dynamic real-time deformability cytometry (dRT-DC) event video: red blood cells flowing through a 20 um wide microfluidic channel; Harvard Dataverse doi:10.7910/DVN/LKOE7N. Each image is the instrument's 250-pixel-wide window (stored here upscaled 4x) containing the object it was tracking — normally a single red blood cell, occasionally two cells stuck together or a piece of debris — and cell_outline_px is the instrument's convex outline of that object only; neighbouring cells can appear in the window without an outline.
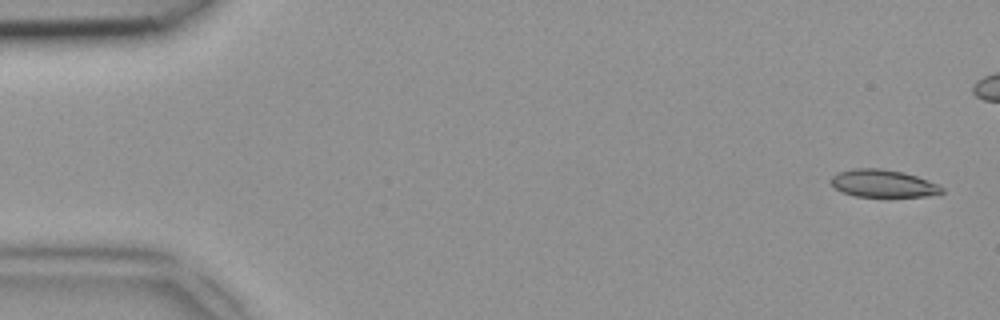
{"species": "common noctule bat (a hibernating species)", "species_latin": "Nyctalus noctula", "temperature_condition": "room temperature", "stored_images_in_passage": 47, "camera_frame_rate_fps": 3000, "um_per_image_px": 0.085, "animal": {"sex": "female", "body_mass_g": 18.4}, "frame": {"image": 1, "passage_image": 1, "time_ms": 0.0, "image_size_px": [1000, 320], "cell_outline_px": [[944, 192], [924, 196], [856, 196], [844, 192], [836, 188], [828, 180], [836, 172], [852, 168], [880, 168], [904, 172], [928, 180], [944, 188]], "centroid_in_image_um": [75.02, 15.57], "position_along_channel_um": 10.0, "area_um2": 17.69}}
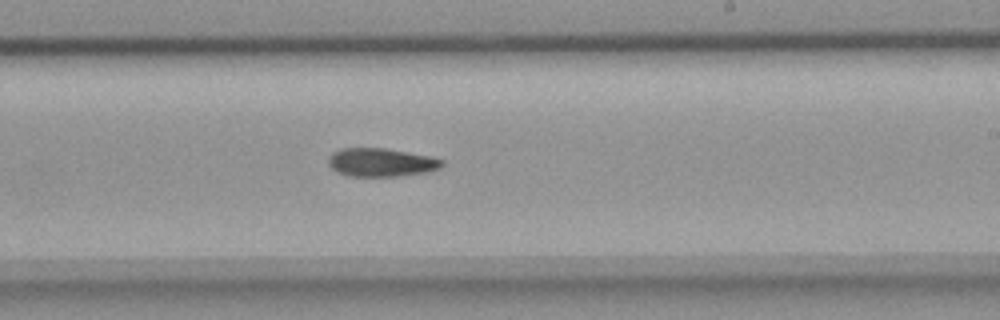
{"frame": {"image": 2, "passage_image": 27, "time_ms": 8.667, "image_size_px": [1000, 320], "cell_outline_px": [[444, 164], [440, 168], [428, 172], [400, 176], [348, 176], [336, 172], [328, 164], [328, 156], [332, 152], [340, 148], [384, 148], [428, 156], [444, 160]], "centroid_in_image_um": [32.36, 13.81], "position_along_channel_um": 256.6, "area_um2": 18.9}}
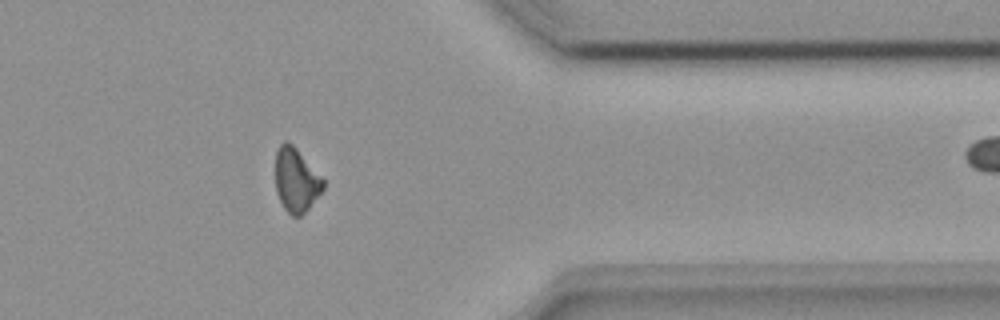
{"frame": {"image": 3, "passage_image": 37, "time_ms": 12.0, "image_size_px": [1000, 320], "cell_outline_px": [[324, 188], [308, 208], [300, 216], [292, 216], [284, 208], [276, 192], [276, 152], [280, 144], [284, 140], [292, 144], [296, 148], [324, 180]], "centroid_in_image_um": [25.16, 15.3], "position_along_channel_um": 386.2, "area_um2": 17.46}}